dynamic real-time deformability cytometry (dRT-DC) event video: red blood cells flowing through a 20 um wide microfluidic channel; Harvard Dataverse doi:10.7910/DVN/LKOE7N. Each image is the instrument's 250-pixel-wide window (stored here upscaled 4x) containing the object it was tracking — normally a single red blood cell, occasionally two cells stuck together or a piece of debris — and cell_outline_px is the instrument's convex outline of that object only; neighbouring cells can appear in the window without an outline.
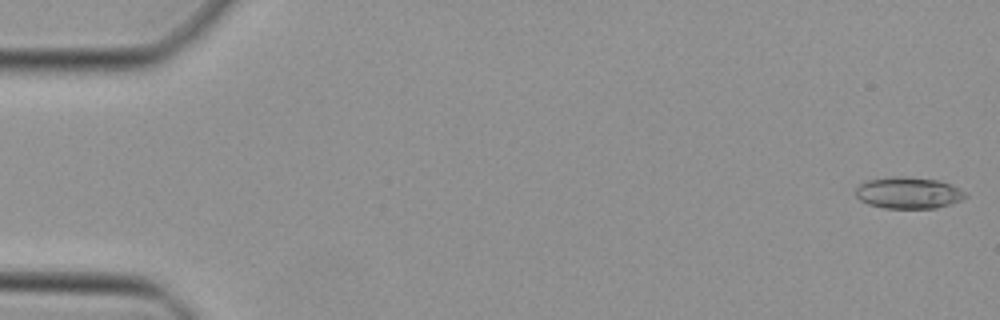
{"species": "Egyptian fruit bat (a non-hibernating species)", "species_latin": "Rousettus aegyptiacus", "temperature_condition": "cold", "stored_images_in_passage": 48, "camera_frame_rate_fps": 3000, "um_per_image_px": 0.085, "animal": {"sex": "female"}, "frame": {"image": 1, "passage_image": 1, "time_ms": 0.0, "image_size_px": [1000, 320], "cell_outline_px": [[968, 196], [960, 200], [936, 208], [884, 208], [868, 204], [860, 200], [856, 196], [856, 188], [860, 184], [868, 180], [888, 176], [904, 176], [940, 180], [960, 188]], "centroid_in_image_um": [77.2, 16.38], "position_along_channel_um": 7.8, "area_um2": 20.23}}
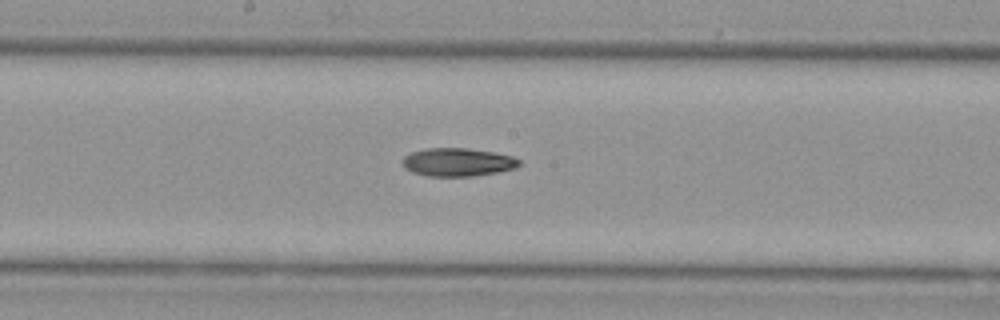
{"frame": {"image": 2, "passage_image": 25, "time_ms": 8.0, "image_size_px": [1000, 320], "cell_outline_px": [[520, 164], [516, 168], [496, 172], [472, 176], [428, 176], [412, 172], [404, 168], [404, 156], [412, 152], [428, 148], [468, 148], [492, 152], [512, 156], [520, 160]], "centroid_in_image_um": [38.91, 13.78], "position_along_channel_um": 209.3, "area_um2": 19.02}}
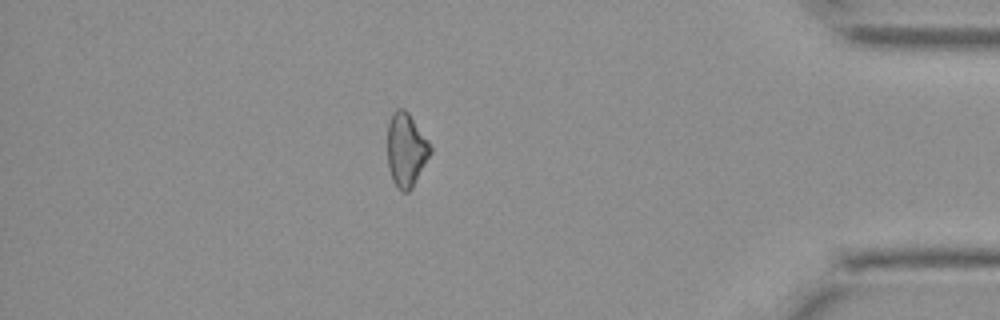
{"frame": {"image": 3, "passage_image": 41, "time_ms": 13.333, "image_size_px": [1000, 320], "cell_outline_px": [[432, 152], [412, 188], [408, 192], [404, 192], [392, 180], [388, 164], [388, 124], [392, 112], [396, 108], [404, 108], [408, 112], [428, 140], [432, 148]], "centroid_in_image_um": [34.53, 12.7], "position_along_channel_um": 400.7, "area_um2": 18.32}}